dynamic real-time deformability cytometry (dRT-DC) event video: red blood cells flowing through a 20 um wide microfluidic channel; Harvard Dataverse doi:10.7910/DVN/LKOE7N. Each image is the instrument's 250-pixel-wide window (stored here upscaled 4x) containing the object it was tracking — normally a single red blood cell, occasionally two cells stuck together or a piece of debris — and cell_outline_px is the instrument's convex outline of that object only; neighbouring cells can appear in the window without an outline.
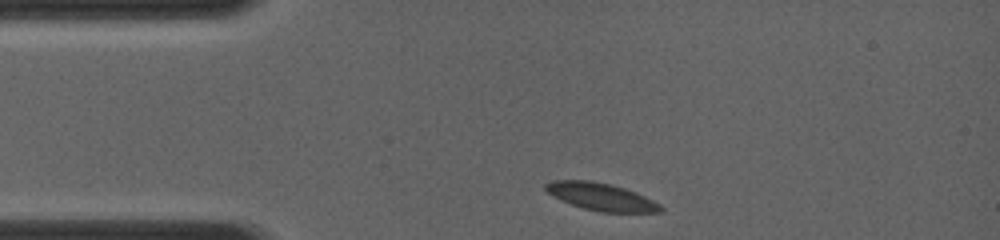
{"species": "common noctule bat (a hibernating species)", "species_latin": "Nyctalus noctula", "temperature_condition": "room temperature", "stored_images_in_passage": 2, "camera_frame_rate_fps": 4000, "um_per_image_px": 0.085, "animal": {"sex": "female", "body_mass_g": 19.0, "forearm_length_mm": 56.7}, "frame": {"image": 1, "passage_image": 1, "time_ms": 0.0, "image_size_px": [1000, 240], "cell_outline_px": [[664, 212], [600, 212], [584, 208], [572, 204], [552, 196], [544, 188], [544, 184], [552, 180], [588, 180], [612, 184], [636, 192], [660, 204], [664, 208]], "centroid_in_image_um": [51.1, 16.72], "position_along_channel_um": 33.9, "area_um2": 18.38}}